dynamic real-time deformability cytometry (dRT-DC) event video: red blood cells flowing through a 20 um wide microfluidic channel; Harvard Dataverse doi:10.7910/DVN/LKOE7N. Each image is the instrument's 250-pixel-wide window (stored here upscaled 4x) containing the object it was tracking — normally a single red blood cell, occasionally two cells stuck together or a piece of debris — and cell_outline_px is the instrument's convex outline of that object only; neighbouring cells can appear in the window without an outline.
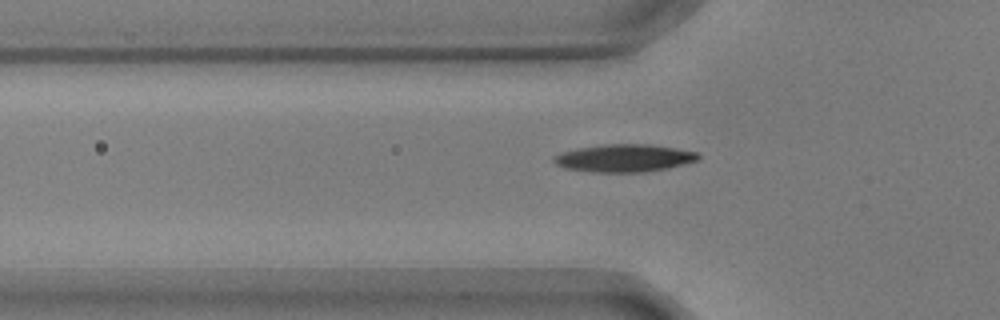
{"species": "common noctule bat (a hibernating species)", "species_latin": "Nyctalus noctula", "temperature_condition": "warm", "stored_images_in_passage": 40, "camera_frame_rate_fps": 3000, "um_per_image_px": 0.085, "animal": {"sex": "male", "body_mass_g": 17.9, "forearm_length_mm": 54.2}, "frame": {"image": 1, "passage_image": 5, "time_ms": 1.333, "image_size_px": [1000, 320], "cell_outline_px": [[700, 160], [668, 168], [644, 172], [592, 172], [564, 168], [556, 164], [552, 160], [552, 156], [560, 152], [576, 148], [604, 144], [652, 144], [676, 148], [696, 152], [700, 156]], "centroid_in_image_um": [53.03, 13.43], "position_along_channel_um": 72.8, "area_um2": 23.52}}
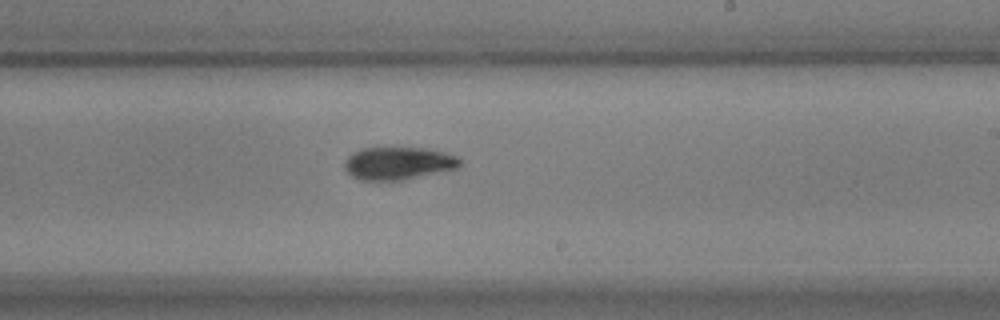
{"frame": {"image": 2, "passage_image": 20, "time_ms": 6.333, "image_size_px": [1000, 320], "cell_outline_px": [[460, 164], [456, 168], [400, 180], [360, 180], [352, 176], [344, 168], [344, 164], [348, 156], [352, 152], [360, 148], [428, 148], [460, 156]], "centroid_in_image_um": [33.83, 13.86], "position_along_channel_um": 255.2, "area_um2": 21.85}}
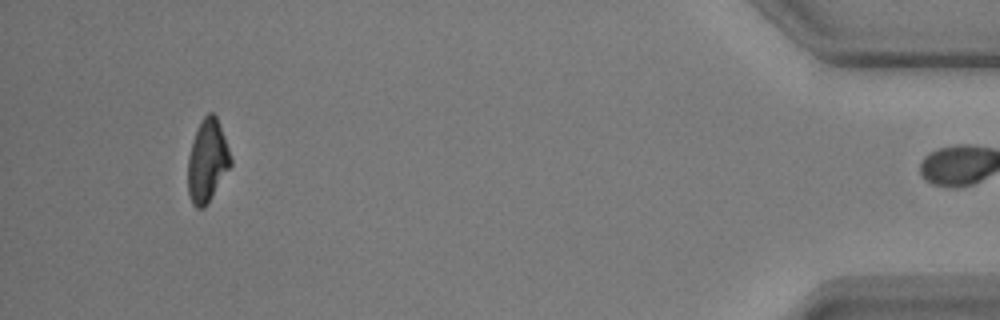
{"frame": {"image": 3, "passage_image": 39, "time_ms": 12.667, "image_size_px": [1000, 320], "cell_outline_px": [[232, 164], [204, 208], [196, 208], [192, 204], [188, 192], [188, 156], [192, 140], [196, 128], [200, 120], [208, 112], [212, 112], [216, 116], [224, 136], [232, 160]], "centroid_in_image_um": [17.6, 13.65], "position_along_channel_um": 417.6, "area_um2": 20.52}, "authors_computed_cell_mechanics": {"area_um2": 22.1374, "velocity_mm_per_s": 3.6321, "shape_relaxation_time_tau1_ms": 2.3746, "shape_relaxation_time_tau2_ms": 5.3786, "deformation_change_tau1": 0.1284, "deformation_change_tau2": 0.1043}}